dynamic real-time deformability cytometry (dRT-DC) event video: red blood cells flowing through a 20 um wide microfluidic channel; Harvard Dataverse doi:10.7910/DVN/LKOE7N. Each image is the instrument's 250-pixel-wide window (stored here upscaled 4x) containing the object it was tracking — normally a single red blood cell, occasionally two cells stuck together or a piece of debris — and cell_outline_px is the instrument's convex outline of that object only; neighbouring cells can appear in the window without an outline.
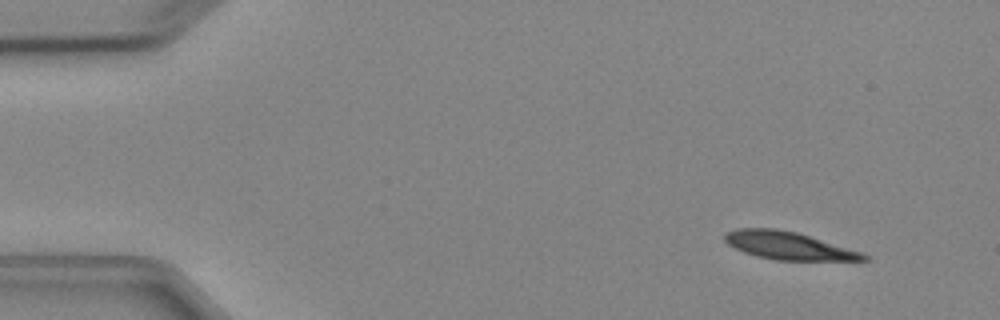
{"species": "Egyptian fruit bat (a non-hibernating species)", "species_latin": "Rousettus aegyptiacus", "temperature_condition": "cold", "stored_images_in_passage": 4, "camera_frame_rate_fps": 3000, "um_per_image_px": 0.085, "animal": {"sex": "female"}, "frame": {"image": 1, "passage_image": 1, "time_ms": 0.0, "image_size_px": [1000, 320], "cell_outline_px": [[872, 256], [868, 260], [776, 260], [756, 256], [744, 252], [728, 244], [724, 240], [724, 232], [736, 228], [776, 228], [796, 232], [864, 252]], "centroid_in_image_um": [67.04, 20.88], "position_along_channel_um": 18.0, "area_um2": 22.6}}
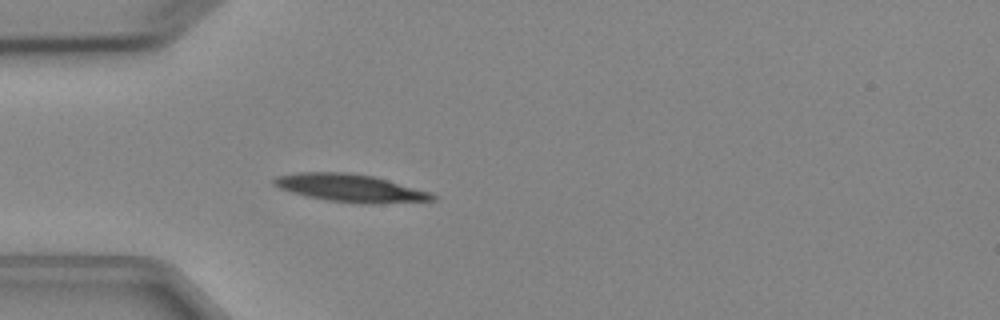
{"frame": {"image": 2, "passage_image": 4, "time_ms": 3.333, "image_size_px": [1000, 320], "cell_outline_px": [[440, 196], [436, 200], [372, 204], [364, 204], [328, 200], [304, 196], [280, 188], [272, 184], [272, 180], [276, 176], [296, 172], [344, 172], [372, 176], [432, 192]], "centroid_in_image_um": [29.79, 15.99], "position_along_channel_um": 55.2, "area_um2": 25.72}}